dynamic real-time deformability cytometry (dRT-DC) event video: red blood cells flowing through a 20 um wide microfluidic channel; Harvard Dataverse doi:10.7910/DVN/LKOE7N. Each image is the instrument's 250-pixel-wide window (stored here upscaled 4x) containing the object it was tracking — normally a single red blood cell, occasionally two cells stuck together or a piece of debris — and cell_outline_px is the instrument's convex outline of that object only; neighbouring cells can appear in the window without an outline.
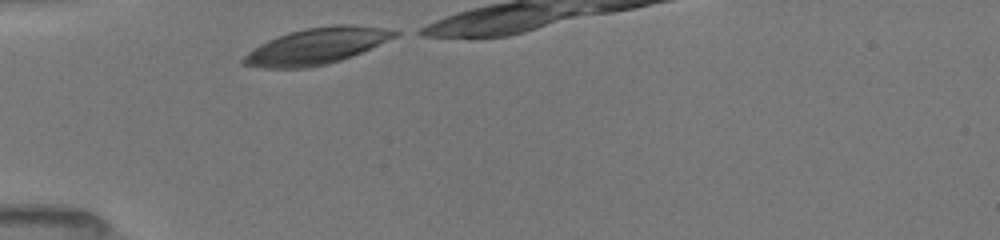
{"species": "common noctule bat (a hibernating species)", "species_latin": "Nyctalus noctula", "temperature_condition": "room temperature", "stored_images_in_passage": 15, "camera_frame_rate_fps": 3000, "um_per_image_px": 0.085, "animal": {"sex": "female", "body_mass_g": 19.5, "forearm_length_mm": 54.1}, "frame": {"image": 1, "passage_image": 1, "time_ms": 0.0, "image_size_px": [1000, 240], "cell_outline_px": [[400, 32], [396, 36], [352, 56], [328, 64], [308, 68], [260, 68], [240, 64], [240, 60], [248, 52], [260, 44], [268, 40], [288, 32], [304, 28], [332, 24], [352, 24], [384, 28]], "centroid_in_image_um": [26.85, 3.92], "position_along_channel_um": 58.1, "area_um2": 31.96}}
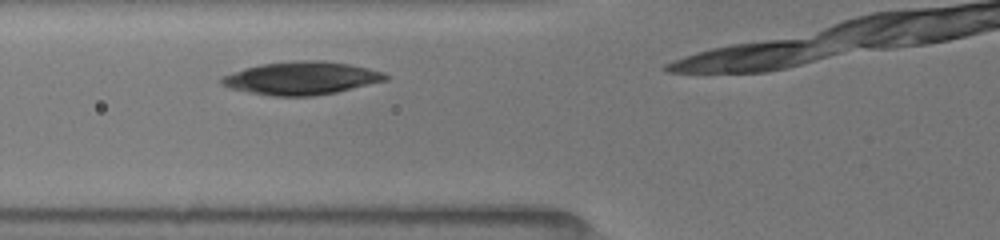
{"frame": {"image": 2, "passage_image": 9, "time_ms": 1.333, "image_size_px": [1000, 240], "cell_outline_px": [[388, 80], [336, 92], [312, 96], [272, 96], [232, 88], [220, 84], [220, 76], [244, 68], [260, 64], [292, 60], [320, 60], [348, 64], [368, 68], [384, 72], [388, 76]], "centroid_in_image_um": [25.61, 6.63], "position_along_channel_um": 100.2, "area_um2": 31.5}}